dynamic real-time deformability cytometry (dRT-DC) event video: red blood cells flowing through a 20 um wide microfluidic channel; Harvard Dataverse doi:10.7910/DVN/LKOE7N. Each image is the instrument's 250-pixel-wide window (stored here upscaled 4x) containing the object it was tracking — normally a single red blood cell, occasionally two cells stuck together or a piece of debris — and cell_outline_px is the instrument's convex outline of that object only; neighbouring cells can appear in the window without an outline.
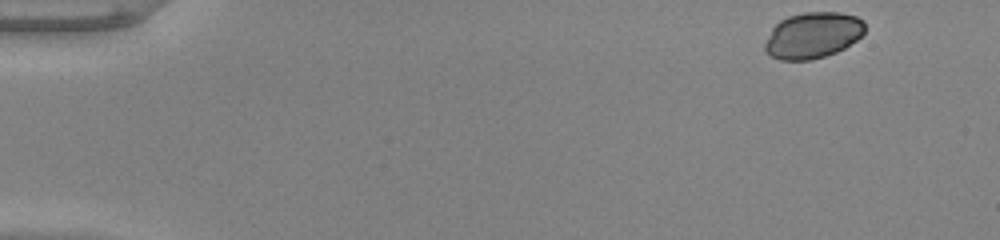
{"species": "common noctule bat (a hibernating species)", "species_latin": "Nyctalus noctula", "temperature_condition": "warm", "stored_images_in_passage": 49, "camera_frame_rate_fps": 3000, "um_per_image_px": 0.085, "animal": {"sex": "male", "body_mass_g": 20.0, "forearm_length_mm": 53.3}, "frame": {"image": 1, "passage_image": 1, "time_ms": 0.0, "image_size_px": [1000, 240], "cell_outline_px": [[864, 32], [856, 40], [844, 48], [836, 52], [812, 60], [780, 60], [764, 52], [764, 44], [772, 28], [780, 20], [788, 16], [804, 12], [840, 12], [856, 16], [864, 20]], "centroid_in_image_um": [69.07, 2.99], "position_along_channel_um": 15.9, "area_um2": 26.93}}